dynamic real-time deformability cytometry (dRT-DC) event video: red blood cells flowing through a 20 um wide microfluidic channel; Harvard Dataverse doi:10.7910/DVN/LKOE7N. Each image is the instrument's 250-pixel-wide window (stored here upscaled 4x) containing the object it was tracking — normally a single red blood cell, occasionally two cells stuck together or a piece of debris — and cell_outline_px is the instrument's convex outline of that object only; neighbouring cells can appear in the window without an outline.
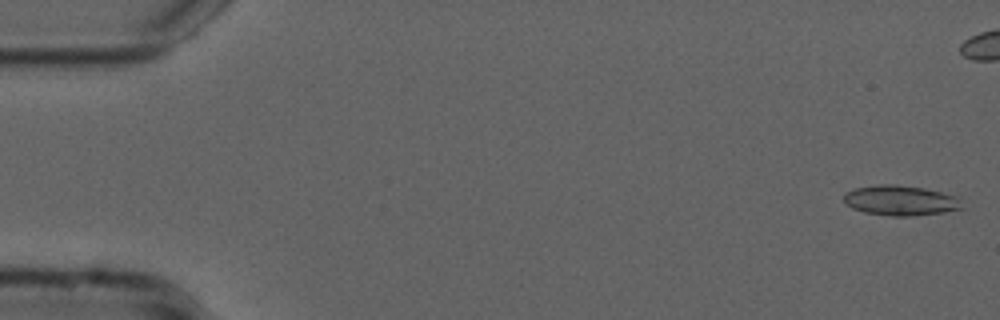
{"species": "common noctule bat (a hibernating species)", "species_latin": "Nyctalus noctula", "temperature_condition": "cold", "stored_images_in_passage": 16, "camera_frame_rate_fps": 3000, "um_per_image_px": 0.085, "animal": {"sex": "male", "forearm_length_mm": 52.5}, "frame": {"image": 1, "passage_image": 1, "time_ms": 0.0, "image_size_px": [1000, 320], "cell_outline_px": [[964, 208], [944, 212], [912, 216], [892, 216], [864, 212], [852, 208], [844, 200], [844, 192], [856, 188], [876, 184], [896, 184], [924, 188], [960, 196]], "centroid_in_image_um": [76.59, 17.03], "position_along_channel_um": 8.4, "area_um2": 20.98}}